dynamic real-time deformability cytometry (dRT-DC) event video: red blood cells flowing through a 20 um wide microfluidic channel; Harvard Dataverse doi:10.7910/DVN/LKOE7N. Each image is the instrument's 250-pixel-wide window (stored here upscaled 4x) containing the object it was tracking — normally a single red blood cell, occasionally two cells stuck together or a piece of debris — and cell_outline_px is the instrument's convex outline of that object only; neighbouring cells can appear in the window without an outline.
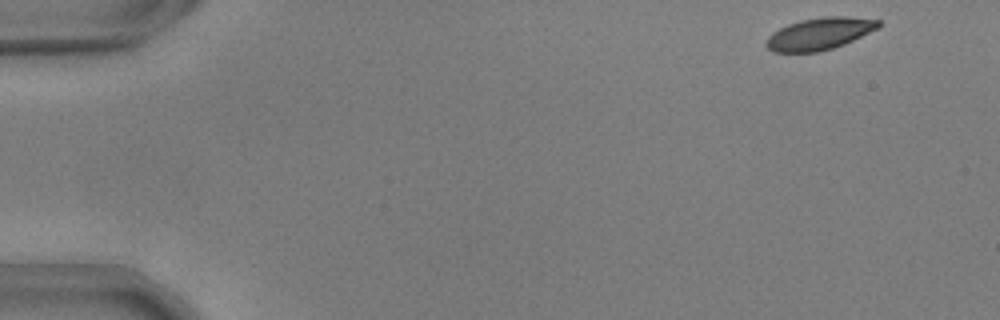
{"species": "common noctule bat (a hibernating species)", "species_latin": "Nyctalus noctula", "temperature_condition": "warm", "stored_images_in_passage": 11, "segment_of_instrument_passage": [2, 2], "camera_frame_rate_fps": 3000, "um_per_image_px": 0.085, "animal": {"sex": "male", "body_mass_g": 17.9, "forearm_length_mm": 54.2}, "frame": {"image": 1, "passage_image": 11, "time_ms": 3.333, "image_size_px": [1000, 320], "cell_outline_px": [[884, 24], [880, 28], [844, 44], [820, 52], [772, 52], [764, 44], [764, 40], [772, 32], [788, 24], [800, 20], [824, 16], [848, 16], [880, 20]], "centroid_in_image_um": [69.68, 2.86], "position_along_channel_um": 15.3, "area_um2": 21.33}}